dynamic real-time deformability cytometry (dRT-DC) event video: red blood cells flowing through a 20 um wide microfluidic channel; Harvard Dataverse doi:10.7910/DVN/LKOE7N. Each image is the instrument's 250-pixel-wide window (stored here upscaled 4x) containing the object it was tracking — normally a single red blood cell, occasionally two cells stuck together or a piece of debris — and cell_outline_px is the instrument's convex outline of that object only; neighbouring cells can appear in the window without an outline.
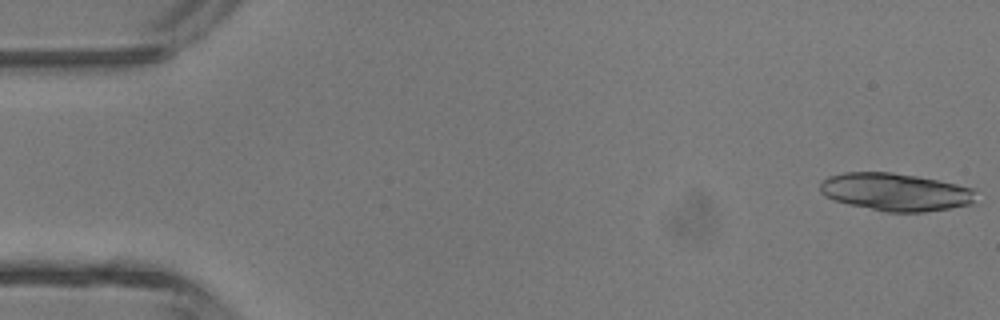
{"species": "common noctule bat (a hibernating species)", "species_latin": "Nyctalus noctula", "temperature_condition": "room temperature", "stored_images_in_passage": 5, "camera_frame_rate_fps": 3000, "um_per_image_px": 0.085, "animal": {"sex": "male", "body_mass_g": 13.3}, "frame": {"image": 1, "passage_image": 1, "time_ms": 0.0, "image_size_px": [1000, 320], "cell_outline_px": [[976, 188], [972, 204], [924, 212], [884, 212], [848, 204], [824, 196], [820, 192], [820, 184], [828, 176], [844, 172], [892, 172], [916, 176]], "centroid_in_image_um": [76.1, 16.32], "position_along_channel_um": 8.9, "area_um2": 34.22}}
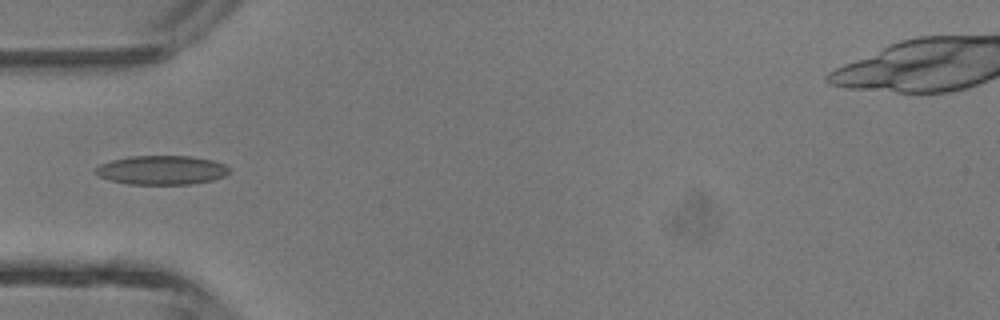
{"frame": {"image": 2, "passage_image": 5, "time_ms": 4.667, "image_size_px": [1000, 320], "cell_outline_px": [[232, 172], [224, 176], [212, 180], [192, 184], [128, 184], [112, 180], [100, 176], [92, 172], [100, 164], [112, 160], [128, 156], [192, 156], [212, 160], [224, 164], [232, 168]], "centroid_in_image_um": [13.78, 14.45], "position_along_channel_um": 71.2, "area_um2": 22.77}}